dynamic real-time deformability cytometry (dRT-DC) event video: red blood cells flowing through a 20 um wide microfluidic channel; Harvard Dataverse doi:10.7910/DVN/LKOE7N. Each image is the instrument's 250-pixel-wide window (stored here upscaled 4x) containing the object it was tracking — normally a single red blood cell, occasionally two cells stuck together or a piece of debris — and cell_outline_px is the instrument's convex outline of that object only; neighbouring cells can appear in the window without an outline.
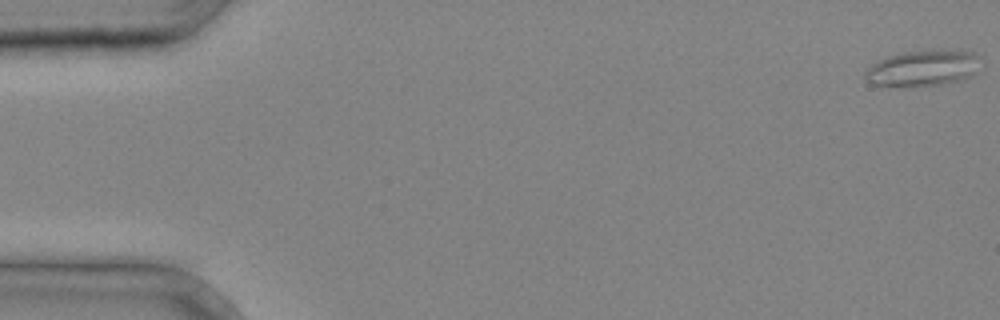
{"species": "common noctule bat (a hibernating species)", "species_latin": "Nyctalus noctula", "temperature_condition": "cold", "stored_images_in_passage": 3, "camera_frame_rate_fps": 3000, "um_per_image_px": 0.085, "animal": {"sex": "male", "body_mass_g": 20.4}, "frame": {"image": 1, "passage_image": 1, "time_ms": 0.0, "image_size_px": [1000, 320], "cell_outline_px": [[980, 56], [972, 72], [968, 76], [960, 80], [944, 84], [872, 84], [864, 80], [864, 72], [872, 64], [888, 56], [904, 52], [928, 48], [936, 48], [972, 52]], "centroid_in_image_um": [78.42, 5.73], "position_along_channel_um": 6.6, "area_um2": 23.58}}